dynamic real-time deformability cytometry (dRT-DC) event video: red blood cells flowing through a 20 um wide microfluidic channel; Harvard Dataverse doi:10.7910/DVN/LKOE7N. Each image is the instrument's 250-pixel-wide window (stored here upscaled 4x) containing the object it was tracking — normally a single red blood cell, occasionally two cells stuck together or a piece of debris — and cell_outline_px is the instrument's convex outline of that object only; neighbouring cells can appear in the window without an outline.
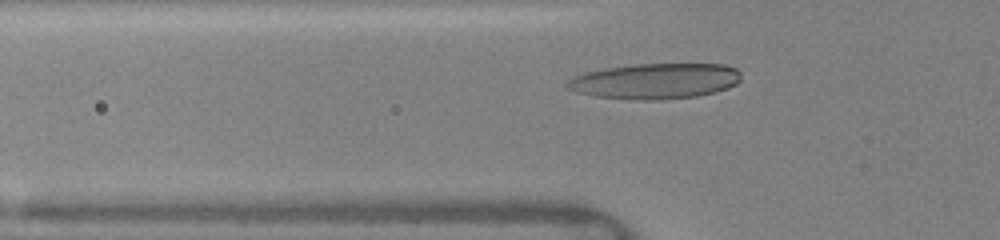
{"species": "human", "species_latin": "Homo sapiens", "temperature_condition": "warm", "stored_images_in_passage": 43, "camera_frame_rate_fps": 3000, "um_per_image_px": 0.085, "donor": {"sex": "female"}, "frame": {"image": 1, "passage_image": 6, "time_ms": 1.333, "image_size_px": [1000, 240], "cell_outline_px": [[740, 80], [736, 84], [728, 88], [716, 92], [696, 96], [660, 100], [640, 100], [596, 96], [576, 92], [568, 88], [564, 84], [572, 76], [584, 72], [604, 68], [632, 64], [724, 64], [736, 68], [740, 72]], "centroid_in_image_um": [55.68, 6.89], "position_along_channel_um": 70.1, "area_um2": 36.3}}
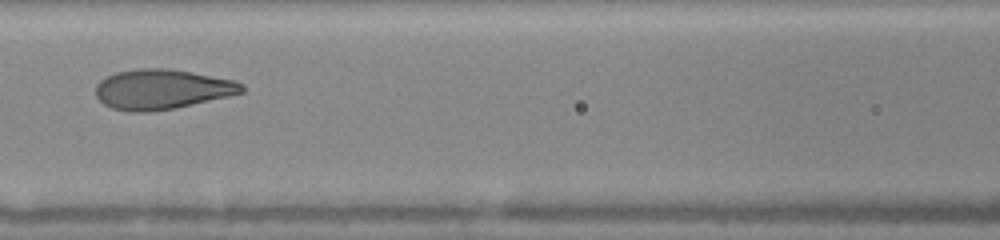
{"frame": {"image": 2, "passage_image": 14, "time_ms": 3.333, "image_size_px": [1000, 240], "cell_outline_px": [[244, 92], [228, 96], [176, 108], [148, 112], [128, 112], [112, 108], [104, 104], [96, 96], [96, 84], [100, 80], [116, 72], [136, 68], [164, 68], [192, 72], [236, 80], [244, 84]], "centroid_in_image_um": [13.76, 7.59], "position_along_channel_um": 152.8, "area_um2": 34.16}}
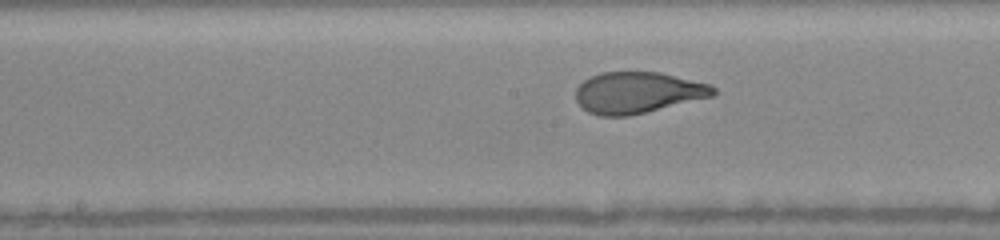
{"frame": {"image": 3, "passage_image": 18, "time_ms": 4.333, "image_size_px": [1000, 240], "cell_outline_px": [[716, 96], [628, 116], [600, 116], [588, 112], [576, 100], [576, 88], [584, 80], [600, 72], [660, 72], [712, 84], [716, 88]], "centroid_in_image_um": [54.25, 7.87], "position_along_channel_um": 193.9, "area_um2": 33.29}, "authors_computed_cell_mechanics": {"area_um2": 34.0442, "velocity_mm_per_s": 4.1243, "shape_relaxation_time_tau1_ms": 3.5339, "shape_relaxation_time_tau2_ms": null, "deformation_change_tau1": 0.2022, "deformation_change_tau2": null}}